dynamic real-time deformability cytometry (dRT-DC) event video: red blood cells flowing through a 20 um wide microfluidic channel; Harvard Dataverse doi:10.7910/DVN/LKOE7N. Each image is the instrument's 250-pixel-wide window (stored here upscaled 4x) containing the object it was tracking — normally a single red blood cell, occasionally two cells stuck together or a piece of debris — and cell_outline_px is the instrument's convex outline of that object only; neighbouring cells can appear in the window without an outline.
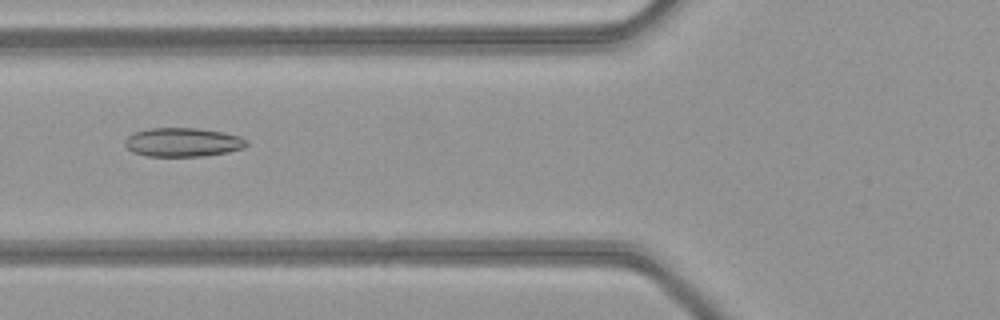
{"species": "common noctule bat (a hibernating species)", "species_latin": "Nyctalus noctula", "temperature_condition": "warm", "stored_images_in_passage": 50, "camera_frame_rate_fps": 3000, "um_per_image_px": 0.085, "animal": {"sex": "female", "body_mass_g": 21.9}, "frame": {"image": 1, "passage_image": 20, "time_ms": 6.333, "image_size_px": [1000, 320], "cell_outline_px": [[248, 144], [244, 148], [228, 152], [204, 156], [148, 156], [132, 152], [124, 144], [124, 140], [132, 132], [148, 128], [196, 128], [224, 132], [240, 136], [248, 140]], "centroid_in_image_um": [15.54, 12.08], "position_along_channel_um": 110.3, "area_um2": 20.69}}
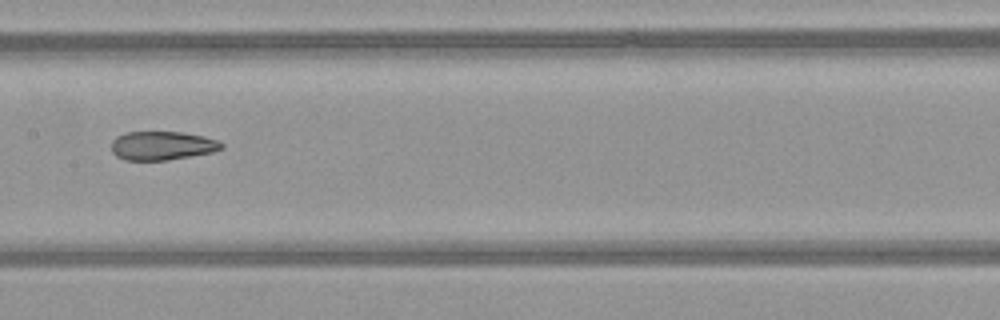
{"frame": {"image": 2, "passage_image": 26, "time_ms": 8.333, "image_size_px": [1000, 320], "cell_outline_px": [[224, 148], [212, 152], [168, 160], [124, 160], [116, 156], [112, 152], [112, 140], [116, 136], [124, 132], [180, 132], [204, 136], [216, 140], [224, 144]], "centroid_in_image_um": [13.76, 12.38], "position_along_channel_um": 193.6, "area_um2": 18.5}}
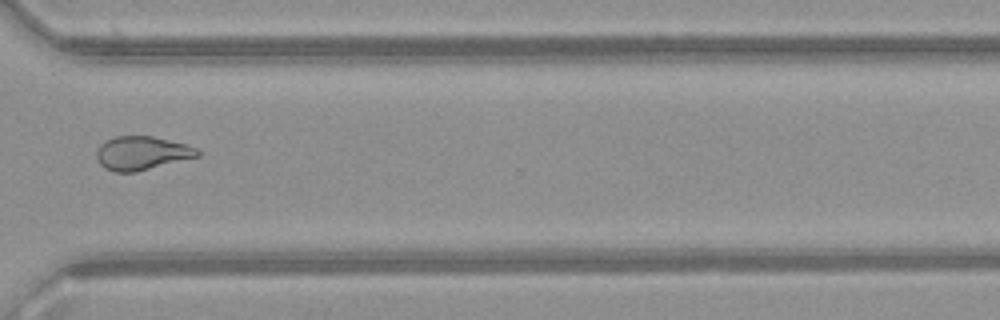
{"frame": {"image": 3, "passage_image": 38, "time_ms": 12.333, "image_size_px": [1000, 320], "cell_outline_px": [[200, 156], [136, 172], [116, 172], [104, 168], [100, 164], [96, 156], [96, 152], [100, 144], [104, 140], [116, 136], [152, 136], [184, 144], [196, 148], [200, 152]], "centroid_in_image_um": [12.02, 13.02], "position_along_channel_um": 358.6, "area_um2": 19.77}, "authors_computed_cell_mechanics": {"area_um2": 22.0796, "velocity_mm_per_s": 4.1315, "shape_relaxation_time_tau1_ms": null, "shape_relaxation_time_tau2_ms": 2.3416, "deformation_change_tau1": null, "deformation_change_tau2": 0.0891}}